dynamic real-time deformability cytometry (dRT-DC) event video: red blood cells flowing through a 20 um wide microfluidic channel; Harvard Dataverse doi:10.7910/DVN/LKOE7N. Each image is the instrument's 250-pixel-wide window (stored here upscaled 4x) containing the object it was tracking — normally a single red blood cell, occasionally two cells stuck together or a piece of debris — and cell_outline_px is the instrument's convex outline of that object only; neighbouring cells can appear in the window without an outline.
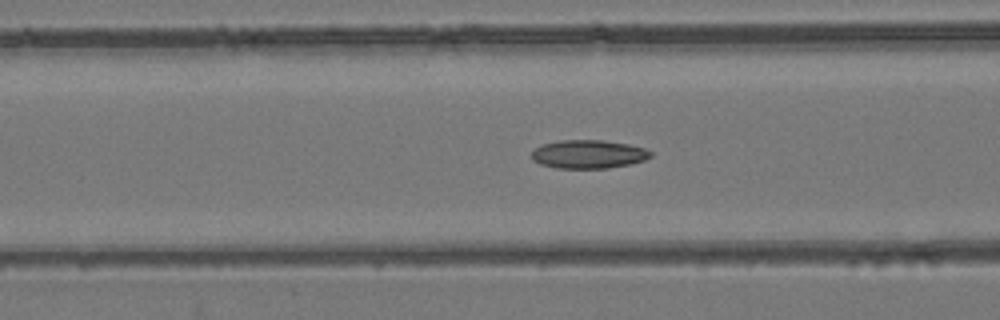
{"species": "common noctule bat (a hibernating species)", "species_latin": "Nyctalus noctula", "temperature_condition": "room temperature", "stored_images_in_passage": 53, "camera_frame_rate_fps": 3000, "um_per_image_px": 0.085, "animal": {"sex": "female", "body_mass_g": 24.6, "forearm_length_mm": 56.2}, "frame": {"image": 1, "passage_image": 21, "time_ms": 6.667, "image_size_px": [1000, 320], "cell_outline_px": [[652, 156], [644, 160], [628, 164], [608, 168], [556, 168], [540, 164], [532, 160], [532, 152], [536, 148], [544, 144], [560, 140], [604, 140], [628, 144], [644, 148], [652, 152]], "centroid_in_image_um": [50.02, 13.1], "position_along_channel_um": 116.6, "area_um2": 19.65}}
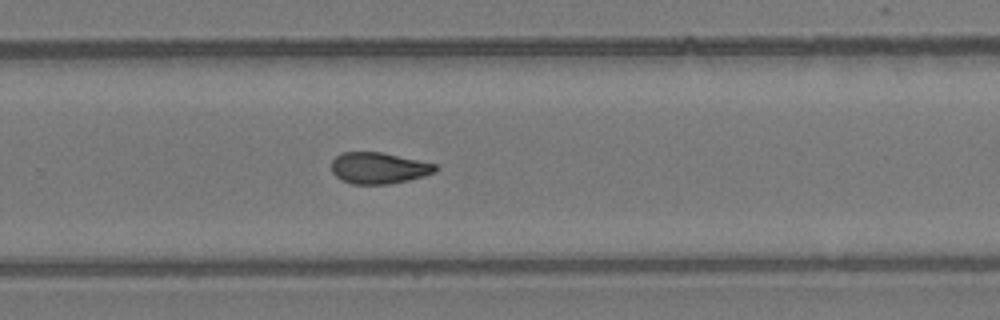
{"frame": {"image": 2, "passage_image": 35, "time_ms": 11.333, "image_size_px": [1000, 320], "cell_outline_px": [[440, 168], [436, 172], [424, 176], [408, 180], [388, 184], [352, 184], [336, 176], [332, 172], [332, 160], [340, 152], [380, 152], [436, 164]], "centroid_in_image_um": [32.2, 14.28], "position_along_channel_um": 297.6, "area_um2": 18.9}}
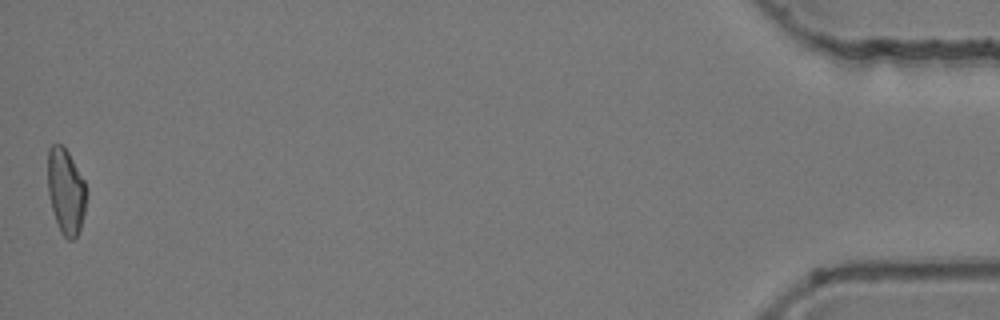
{"frame": {"image": 3, "passage_image": 53, "time_ms": 17.333, "image_size_px": [1000, 320], "cell_outline_px": [[88, 192], [84, 212], [80, 228], [76, 236], [72, 240], [68, 240], [60, 232], [52, 208], [48, 192], [48, 148], [52, 144], [60, 144], [68, 152], [84, 180]], "centroid_in_image_um": [5.61, 16.25], "position_along_channel_um": 429.6, "area_um2": 19.19}, "authors_computed_cell_mechanics": {"area_um2": 19.4786, "velocity_mm_per_s": 3.8842, "shape_relaxation_time_tau1_ms": null, "shape_relaxation_time_tau2_ms": 6.731, "deformation_change_tau1": null, "deformation_change_tau2": 0.1265}}